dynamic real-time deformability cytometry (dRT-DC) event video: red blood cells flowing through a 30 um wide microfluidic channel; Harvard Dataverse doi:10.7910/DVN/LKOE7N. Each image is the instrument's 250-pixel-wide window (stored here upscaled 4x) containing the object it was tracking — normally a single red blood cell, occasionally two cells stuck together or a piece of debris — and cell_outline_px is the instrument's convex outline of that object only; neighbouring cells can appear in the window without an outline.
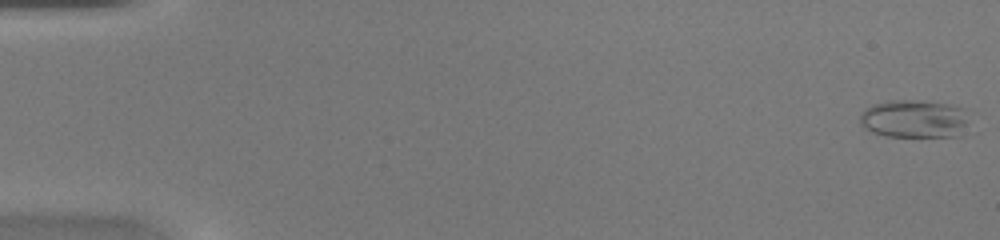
{"species": "common noctule bat (a hibernating species)", "species_latin": "Nyctalus noctula", "temperature_condition": "warm", "stored_images_in_passage": 49, "camera_frame_rate_fps": 3000, "um_per_image_px": 0.085, "animal": {"sex": "female", "body_mass_g": 20.0, "forearm_length_mm": 54.0}, "frame": {"image": 1, "passage_image": 1, "time_ms": 0.0, "image_size_px": [1000, 240], "cell_outline_px": [[968, 132], [960, 136], [884, 136], [872, 132], [864, 128], [860, 124], [860, 112], [872, 104], [888, 100], [928, 100], [948, 104], [960, 108], [968, 128]], "centroid_in_image_um": [77.66, 10.1], "position_along_channel_um": 7.3, "area_um2": 24.39}}
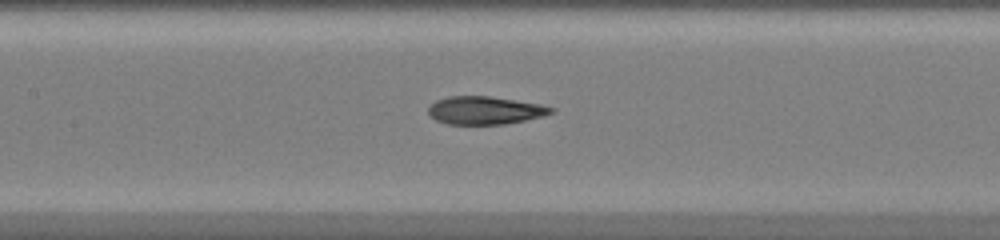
{"frame": {"image": 2, "passage_image": 24, "time_ms": 7.667, "image_size_px": [1000, 240], "cell_outline_px": [[556, 112], [544, 116], [504, 124], [448, 124], [436, 120], [428, 112], [428, 108], [436, 100], [448, 96], [488, 96], [516, 100], [540, 104], [556, 108]], "centroid_in_image_um": [41.26, 9.38], "position_along_channel_um": 166.1, "area_um2": 20.0}}
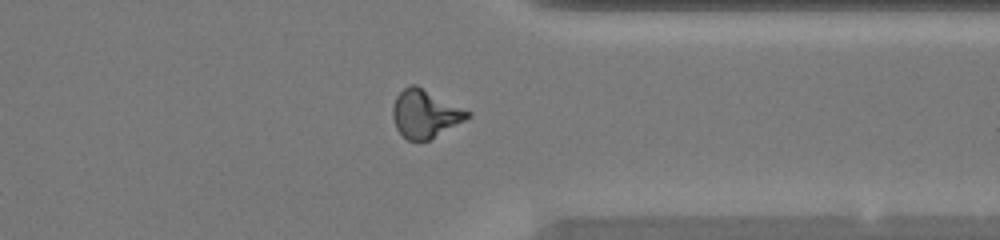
{"frame": {"image": 3, "passage_image": 39, "time_ms": 12.667, "image_size_px": [1000, 240], "cell_outline_px": [[472, 116], [428, 140], [408, 140], [396, 128], [392, 116], [392, 108], [396, 96], [408, 84], [416, 84], [472, 112]], "centroid_in_image_um": [36.13, 9.64], "position_along_channel_um": 375.3, "area_um2": 20.81}, "authors_computed_cell_mechanics": {"area_um2": 20.9814, "velocity_mm_per_s": 4.2428, "shape_relaxation_time_tau1_ms": null, "shape_relaxation_time_tau2_ms": 1.2159, "deformation_change_tau1": null, "deformation_change_tau2": 0.0775}}